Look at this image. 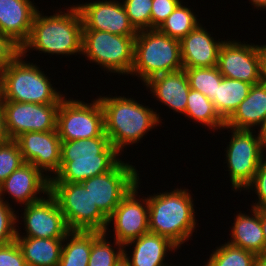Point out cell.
Returning a JSON list of instances; mask_svg holds the SVG:
<instances>
[{"mask_svg":"<svg viewBox=\"0 0 266 266\" xmlns=\"http://www.w3.org/2000/svg\"><path fill=\"white\" fill-rule=\"evenodd\" d=\"M83 22L76 5L64 11L57 10L52 15H44L37 10L28 40L21 46V54L26 57L32 50L52 55H82ZM27 54V55H26Z\"/></svg>","mask_w":266,"mask_h":266,"instance_id":"cell-1","label":"cell"},{"mask_svg":"<svg viewBox=\"0 0 266 266\" xmlns=\"http://www.w3.org/2000/svg\"><path fill=\"white\" fill-rule=\"evenodd\" d=\"M110 96H98L104 114V132L123 156L125 147L141 142L149 131L161 125L163 119L157 110L144 106L135 98Z\"/></svg>","mask_w":266,"mask_h":266,"instance_id":"cell-2","label":"cell"},{"mask_svg":"<svg viewBox=\"0 0 266 266\" xmlns=\"http://www.w3.org/2000/svg\"><path fill=\"white\" fill-rule=\"evenodd\" d=\"M120 155L108 137L61 141L60 169L50 183H81L110 171Z\"/></svg>","mask_w":266,"mask_h":266,"instance_id":"cell-3","label":"cell"},{"mask_svg":"<svg viewBox=\"0 0 266 266\" xmlns=\"http://www.w3.org/2000/svg\"><path fill=\"white\" fill-rule=\"evenodd\" d=\"M175 188L148 195L149 232L170 239L180 249L197 226L191 190Z\"/></svg>","mask_w":266,"mask_h":266,"instance_id":"cell-4","label":"cell"},{"mask_svg":"<svg viewBox=\"0 0 266 266\" xmlns=\"http://www.w3.org/2000/svg\"><path fill=\"white\" fill-rule=\"evenodd\" d=\"M20 54L0 74V100L22 103L60 104L63 92L53 87L40 65L24 60Z\"/></svg>","mask_w":266,"mask_h":266,"instance_id":"cell-5","label":"cell"},{"mask_svg":"<svg viewBox=\"0 0 266 266\" xmlns=\"http://www.w3.org/2000/svg\"><path fill=\"white\" fill-rule=\"evenodd\" d=\"M183 69L180 41L158 29L137 31L134 41V63L130 72L142 84L155 75Z\"/></svg>","mask_w":266,"mask_h":266,"instance_id":"cell-6","label":"cell"},{"mask_svg":"<svg viewBox=\"0 0 266 266\" xmlns=\"http://www.w3.org/2000/svg\"><path fill=\"white\" fill-rule=\"evenodd\" d=\"M135 37L83 30L82 56L107 73L128 76L134 63Z\"/></svg>","mask_w":266,"mask_h":266,"instance_id":"cell-7","label":"cell"},{"mask_svg":"<svg viewBox=\"0 0 266 266\" xmlns=\"http://www.w3.org/2000/svg\"><path fill=\"white\" fill-rule=\"evenodd\" d=\"M223 129H228L232 133L224 154L230 176L229 181L232 184L231 189H234V192H241L255 176L265 156L266 147L259 131L257 133L256 130H240L226 126Z\"/></svg>","mask_w":266,"mask_h":266,"instance_id":"cell-8","label":"cell"},{"mask_svg":"<svg viewBox=\"0 0 266 266\" xmlns=\"http://www.w3.org/2000/svg\"><path fill=\"white\" fill-rule=\"evenodd\" d=\"M70 230L104 232L108 218L93 203L90 192L81 183H50Z\"/></svg>","mask_w":266,"mask_h":266,"instance_id":"cell-9","label":"cell"},{"mask_svg":"<svg viewBox=\"0 0 266 266\" xmlns=\"http://www.w3.org/2000/svg\"><path fill=\"white\" fill-rule=\"evenodd\" d=\"M65 96L58 107L56 129L61 141L108 137L99 98L85 103Z\"/></svg>","mask_w":266,"mask_h":266,"instance_id":"cell-10","label":"cell"},{"mask_svg":"<svg viewBox=\"0 0 266 266\" xmlns=\"http://www.w3.org/2000/svg\"><path fill=\"white\" fill-rule=\"evenodd\" d=\"M121 159L110 171L81 184L90 192L93 203L108 218L139 180L137 166Z\"/></svg>","mask_w":266,"mask_h":266,"instance_id":"cell-11","label":"cell"},{"mask_svg":"<svg viewBox=\"0 0 266 266\" xmlns=\"http://www.w3.org/2000/svg\"><path fill=\"white\" fill-rule=\"evenodd\" d=\"M140 178L137 184L120 201L114 212L108 217L107 227L104 232H110L108 228L114 225V237L118 243L125 245L131 240L139 238L149 232V206L147 197L138 196Z\"/></svg>","mask_w":266,"mask_h":266,"instance_id":"cell-12","label":"cell"},{"mask_svg":"<svg viewBox=\"0 0 266 266\" xmlns=\"http://www.w3.org/2000/svg\"><path fill=\"white\" fill-rule=\"evenodd\" d=\"M5 114V127L10 139L15 140L25 132L56 130L57 111L60 104L22 103L0 100Z\"/></svg>","mask_w":266,"mask_h":266,"instance_id":"cell-13","label":"cell"},{"mask_svg":"<svg viewBox=\"0 0 266 266\" xmlns=\"http://www.w3.org/2000/svg\"><path fill=\"white\" fill-rule=\"evenodd\" d=\"M24 207V208H23ZM25 233L19 232L16 237H34L64 239L71 231L55 197L49 192L42 199L22 206Z\"/></svg>","mask_w":266,"mask_h":266,"instance_id":"cell-14","label":"cell"},{"mask_svg":"<svg viewBox=\"0 0 266 266\" xmlns=\"http://www.w3.org/2000/svg\"><path fill=\"white\" fill-rule=\"evenodd\" d=\"M232 40L227 38L220 47L217 62L220 73L223 77L237 79L252 85L261 83L258 44Z\"/></svg>","mask_w":266,"mask_h":266,"instance_id":"cell-15","label":"cell"},{"mask_svg":"<svg viewBox=\"0 0 266 266\" xmlns=\"http://www.w3.org/2000/svg\"><path fill=\"white\" fill-rule=\"evenodd\" d=\"M15 140L24 162L33 164L49 179L54 177L60 169L61 161V139L57 129L25 132Z\"/></svg>","mask_w":266,"mask_h":266,"instance_id":"cell-16","label":"cell"},{"mask_svg":"<svg viewBox=\"0 0 266 266\" xmlns=\"http://www.w3.org/2000/svg\"><path fill=\"white\" fill-rule=\"evenodd\" d=\"M75 5L82 17L83 30L105 31L123 36L137 35L121 0H92L89 3Z\"/></svg>","mask_w":266,"mask_h":266,"instance_id":"cell-17","label":"cell"},{"mask_svg":"<svg viewBox=\"0 0 266 266\" xmlns=\"http://www.w3.org/2000/svg\"><path fill=\"white\" fill-rule=\"evenodd\" d=\"M49 192L50 179L33 164L26 162L0 184V200L4 201L5 194H8L21 207L42 199L41 194L47 195Z\"/></svg>","mask_w":266,"mask_h":266,"instance_id":"cell-18","label":"cell"},{"mask_svg":"<svg viewBox=\"0 0 266 266\" xmlns=\"http://www.w3.org/2000/svg\"><path fill=\"white\" fill-rule=\"evenodd\" d=\"M199 24L181 41L183 68H202L217 66L219 50L224 40L211 36L207 28Z\"/></svg>","mask_w":266,"mask_h":266,"instance_id":"cell-19","label":"cell"},{"mask_svg":"<svg viewBox=\"0 0 266 266\" xmlns=\"http://www.w3.org/2000/svg\"><path fill=\"white\" fill-rule=\"evenodd\" d=\"M150 94L160 101L161 105L173 110V113L183 114L187 107V98L190 91L188 77L184 69L155 75L143 84Z\"/></svg>","mask_w":266,"mask_h":266,"instance_id":"cell-20","label":"cell"},{"mask_svg":"<svg viewBox=\"0 0 266 266\" xmlns=\"http://www.w3.org/2000/svg\"><path fill=\"white\" fill-rule=\"evenodd\" d=\"M34 0H0V33L20 47L28 40L39 9Z\"/></svg>","mask_w":266,"mask_h":266,"instance_id":"cell-21","label":"cell"},{"mask_svg":"<svg viewBox=\"0 0 266 266\" xmlns=\"http://www.w3.org/2000/svg\"><path fill=\"white\" fill-rule=\"evenodd\" d=\"M130 245L134 248H129L132 252H127ZM178 249L170 239L148 232L123 245V254L131 266H172L165 262V258L168 259L167 255L171 254L169 251L173 253Z\"/></svg>","mask_w":266,"mask_h":266,"instance_id":"cell-22","label":"cell"},{"mask_svg":"<svg viewBox=\"0 0 266 266\" xmlns=\"http://www.w3.org/2000/svg\"><path fill=\"white\" fill-rule=\"evenodd\" d=\"M239 212L234 216L229 234L231 239L227 243L256 255H265L264 235L261 228V208L251 207L250 215Z\"/></svg>","mask_w":266,"mask_h":266,"instance_id":"cell-23","label":"cell"},{"mask_svg":"<svg viewBox=\"0 0 266 266\" xmlns=\"http://www.w3.org/2000/svg\"><path fill=\"white\" fill-rule=\"evenodd\" d=\"M266 121V84L252 85L248 96L225 122L227 128L259 131ZM254 127V128H253Z\"/></svg>","mask_w":266,"mask_h":266,"instance_id":"cell-24","label":"cell"},{"mask_svg":"<svg viewBox=\"0 0 266 266\" xmlns=\"http://www.w3.org/2000/svg\"><path fill=\"white\" fill-rule=\"evenodd\" d=\"M27 266H58L64 239L16 237Z\"/></svg>","mask_w":266,"mask_h":266,"instance_id":"cell-25","label":"cell"},{"mask_svg":"<svg viewBox=\"0 0 266 266\" xmlns=\"http://www.w3.org/2000/svg\"><path fill=\"white\" fill-rule=\"evenodd\" d=\"M99 231L71 230L64 238L58 266H87L92 242Z\"/></svg>","mask_w":266,"mask_h":266,"instance_id":"cell-26","label":"cell"},{"mask_svg":"<svg viewBox=\"0 0 266 266\" xmlns=\"http://www.w3.org/2000/svg\"><path fill=\"white\" fill-rule=\"evenodd\" d=\"M251 87L252 84L227 77H223L220 84H217L216 99L213 104L225 122L248 96Z\"/></svg>","mask_w":266,"mask_h":266,"instance_id":"cell-27","label":"cell"},{"mask_svg":"<svg viewBox=\"0 0 266 266\" xmlns=\"http://www.w3.org/2000/svg\"><path fill=\"white\" fill-rule=\"evenodd\" d=\"M187 120H193L200 123L203 127L206 126L209 129L218 131L223 129L225 126V121L220 117L219 113L216 111L213 102L208 99L201 92L191 89L188 93L187 107L184 113Z\"/></svg>","mask_w":266,"mask_h":266,"instance_id":"cell-28","label":"cell"},{"mask_svg":"<svg viewBox=\"0 0 266 266\" xmlns=\"http://www.w3.org/2000/svg\"><path fill=\"white\" fill-rule=\"evenodd\" d=\"M183 3L185 2L181 1L158 28L161 33L179 41L200 24L198 15Z\"/></svg>","mask_w":266,"mask_h":266,"instance_id":"cell-29","label":"cell"},{"mask_svg":"<svg viewBox=\"0 0 266 266\" xmlns=\"http://www.w3.org/2000/svg\"><path fill=\"white\" fill-rule=\"evenodd\" d=\"M257 255L225 242L213 249L205 266H253Z\"/></svg>","mask_w":266,"mask_h":266,"instance_id":"cell-30","label":"cell"},{"mask_svg":"<svg viewBox=\"0 0 266 266\" xmlns=\"http://www.w3.org/2000/svg\"><path fill=\"white\" fill-rule=\"evenodd\" d=\"M183 69L188 77L190 88L201 92L213 102L216 99L217 84H220L223 78L217 66Z\"/></svg>","mask_w":266,"mask_h":266,"instance_id":"cell-31","label":"cell"},{"mask_svg":"<svg viewBox=\"0 0 266 266\" xmlns=\"http://www.w3.org/2000/svg\"><path fill=\"white\" fill-rule=\"evenodd\" d=\"M108 236V232H102L92 242L87 266H114L115 262L123 255V245L115 239L114 243H110L111 241L107 239Z\"/></svg>","mask_w":266,"mask_h":266,"instance_id":"cell-32","label":"cell"},{"mask_svg":"<svg viewBox=\"0 0 266 266\" xmlns=\"http://www.w3.org/2000/svg\"><path fill=\"white\" fill-rule=\"evenodd\" d=\"M130 24L136 31L151 29L152 0H122Z\"/></svg>","mask_w":266,"mask_h":266,"instance_id":"cell-33","label":"cell"},{"mask_svg":"<svg viewBox=\"0 0 266 266\" xmlns=\"http://www.w3.org/2000/svg\"><path fill=\"white\" fill-rule=\"evenodd\" d=\"M24 162L16 140L0 143V184Z\"/></svg>","mask_w":266,"mask_h":266,"instance_id":"cell-34","label":"cell"},{"mask_svg":"<svg viewBox=\"0 0 266 266\" xmlns=\"http://www.w3.org/2000/svg\"><path fill=\"white\" fill-rule=\"evenodd\" d=\"M7 200H0V245L15 241L17 236L19 215L10 205L9 198Z\"/></svg>","mask_w":266,"mask_h":266,"instance_id":"cell-35","label":"cell"},{"mask_svg":"<svg viewBox=\"0 0 266 266\" xmlns=\"http://www.w3.org/2000/svg\"><path fill=\"white\" fill-rule=\"evenodd\" d=\"M245 192H255L257 200L251 204V207L260 209L266 208V156H264L259 164L252 181L244 188Z\"/></svg>","mask_w":266,"mask_h":266,"instance_id":"cell-36","label":"cell"},{"mask_svg":"<svg viewBox=\"0 0 266 266\" xmlns=\"http://www.w3.org/2000/svg\"><path fill=\"white\" fill-rule=\"evenodd\" d=\"M183 0H152L151 29H158Z\"/></svg>","mask_w":266,"mask_h":266,"instance_id":"cell-37","label":"cell"},{"mask_svg":"<svg viewBox=\"0 0 266 266\" xmlns=\"http://www.w3.org/2000/svg\"><path fill=\"white\" fill-rule=\"evenodd\" d=\"M21 54V47L0 33V74Z\"/></svg>","mask_w":266,"mask_h":266,"instance_id":"cell-38","label":"cell"},{"mask_svg":"<svg viewBox=\"0 0 266 266\" xmlns=\"http://www.w3.org/2000/svg\"><path fill=\"white\" fill-rule=\"evenodd\" d=\"M0 266H27L16 240L0 245Z\"/></svg>","mask_w":266,"mask_h":266,"instance_id":"cell-39","label":"cell"},{"mask_svg":"<svg viewBox=\"0 0 266 266\" xmlns=\"http://www.w3.org/2000/svg\"><path fill=\"white\" fill-rule=\"evenodd\" d=\"M260 68H261V83L266 84V44L258 45Z\"/></svg>","mask_w":266,"mask_h":266,"instance_id":"cell-40","label":"cell"},{"mask_svg":"<svg viewBox=\"0 0 266 266\" xmlns=\"http://www.w3.org/2000/svg\"><path fill=\"white\" fill-rule=\"evenodd\" d=\"M10 138L8 137L6 127H5V114L3 106L0 102V143L8 141Z\"/></svg>","mask_w":266,"mask_h":266,"instance_id":"cell-41","label":"cell"},{"mask_svg":"<svg viewBox=\"0 0 266 266\" xmlns=\"http://www.w3.org/2000/svg\"><path fill=\"white\" fill-rule=\"evenodd\" d=\"M261 228L264 235L265 255H266V208H261Z\"/></svg>","mask_w":266,"mask_h":266,"instance_id":"cell-42","label":"cell"},{"mask_svg":"<svg viewBox=\"0 0 266 266\" xmlns=\"http://www.w3.org/2000/svg\"><path fill=\"white\" fill-rule=\"evenodd\" d=\"M249 2L253 5V8L256 7L260 11L263 9L266 10V0H249Z\"/></svg>","mask_w":266,"mask_h":266,"instance_id":"cell-43","label":"cell"},{"mask_svg":"<svg viewBox=\"0 0 266 266\" xmlns=\"http://www.w3.org/2000/svg\"><path fill=\"white\" fill-rule=\"evenodd\" d=\"M253 266H266V255H257Z\"/></svg>","mask_w":266,"mask_h":266,"instance_id":"cell-44","label":"cell"},{"mask_svg":"<svg viewBox=\"0 0 266 266\" xmlns=\"http://www.w3.org/2000/svg\"><path fill=\"white\" fill-rule=\"evenodd\" d=\"M114 266H131L129 260L123 255L115 262Z\"/></svg>","mask_w":266,"mask_h":266,"instance_id":"cell-45","label":"cell"},{"mask_svg":"<svg viewBox=\"0 0 266 266\" xmlns=\"http://www.w3.org/2000/svg\"><path fill=\"white\" fill-rule=\"evenodd\" d=\"M259 134L262 138L263 144L266 147V121L264 122L262 128L259 130Z\"/></svg>","mask_w":266,"mask_h":266,"instance_id":"cell-46","label":"cell"}]
</instances>
